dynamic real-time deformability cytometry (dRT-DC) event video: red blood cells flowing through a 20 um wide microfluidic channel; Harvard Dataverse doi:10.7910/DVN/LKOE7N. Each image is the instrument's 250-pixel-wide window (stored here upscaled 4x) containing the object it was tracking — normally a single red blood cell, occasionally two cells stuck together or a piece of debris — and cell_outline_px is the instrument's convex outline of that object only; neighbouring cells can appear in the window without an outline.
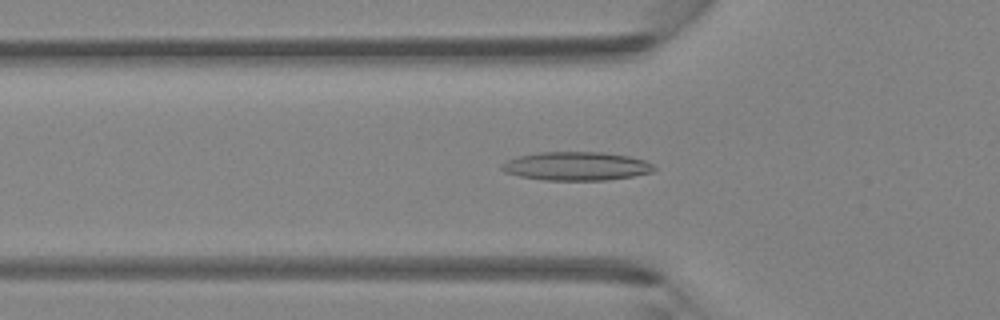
{"species": "Egyptian fruit bat (a non-hibernating species)", "species_latin": "Rousettus aegyptiacus", "temperature_condition": "room temperature", "stored_images_in_passage": 40, "camera_frame_rate_fps": 3000, "um_per_image_px": 0.085, "animal": {"sex": "female"}, "frame": {"image": 1, "passage_image": 10, "time_ms": 3.0, "image_size_px": [1000, 320], "cell_outline_px": [[656, 168], [652, 172], [632, 176], [608, 180], [544, 180], [520, 176], [504, 172], [500, 168], [500, 164], [508, 160], [520, 156], [540, 152], [604, 152], [628, 156], [644, 160], [652, 164]], "centroid_in_image_um": [48.98, 14.12], "position_along_channel_um": 76.8, "area_um2": 25.32}}
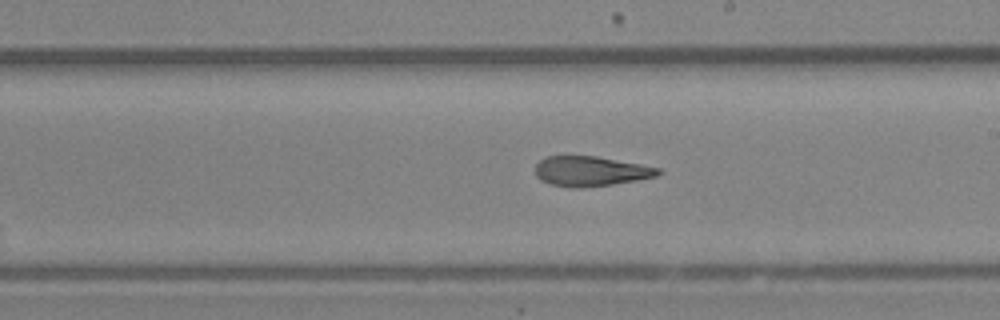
{"frame": {"image": 2, "passage_image": 21, "time_ms": 6.667, "image_size_px": [1000, 320], "cell_outline_px": [[660, 172], [656, 176], [636, 180], [612, 184], [584, 188], [572, 188], [552, 184], [540, 180], [536, 176], [536, 164], [540, 160], [548, 156], [596, 156], [640, 164], [660, 168]], "centroid_in_image_um": [50.18, 14.56], "position_along_channel_um": 238.8, "area_um2": 21.27}}
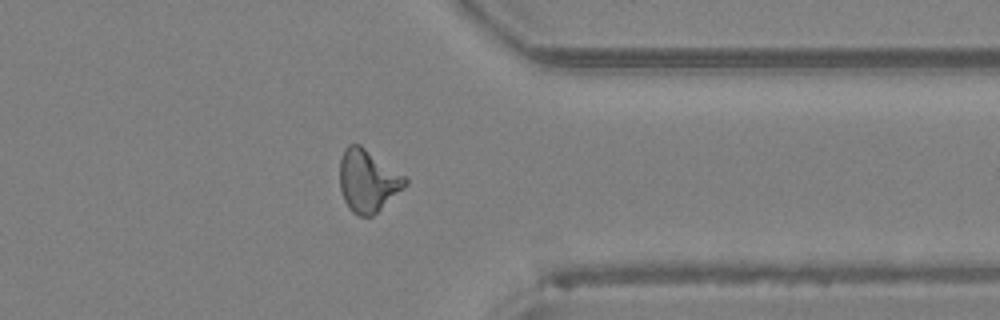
{"frame": {"image": 3, "passage_image": 31, "time_ms": 10.0, "image_size_px": [1000, 320], "cell_outline_px": [[408, 184], [404, 188], [372, 216], [356, 216], [348, 208], [340, 192], [340, 160], [344, 148], [348, 144], [360, 144], [404, 176], [408, 180]], "centroid_in_image_um": [31.23, 15.37], "position_along_channel_um": 380.2, "area_um2": 23.7}}